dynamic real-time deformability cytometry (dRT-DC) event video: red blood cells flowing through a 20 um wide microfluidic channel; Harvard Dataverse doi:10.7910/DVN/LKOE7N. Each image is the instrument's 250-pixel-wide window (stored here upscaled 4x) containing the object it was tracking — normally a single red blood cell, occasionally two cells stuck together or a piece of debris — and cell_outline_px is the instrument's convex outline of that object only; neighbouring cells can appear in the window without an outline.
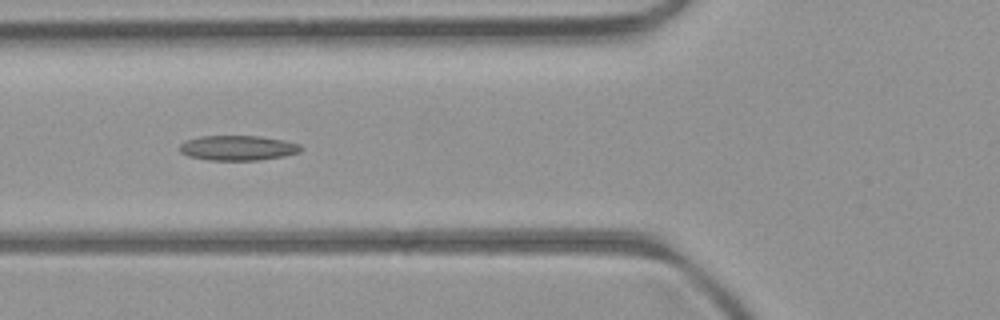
{"species": "common noctule bat (a hibernating species)", "species_latin": "Nyctalus noctula", "temperature_condition": "room temperature", "stored_images_in_passage": 8, "camera_frame_rate_fps": 3000, "um_per_image_px": 0.085, "animal": {"sex": "female", "body_mass_g": 21.9}, "frame": {"image": 1, "passage_image": 5, "time_ms": 4.667, "image_size_px": [1000, 320], "cell_outline_px": [[300, 152], [284, 156], [260, 160], [208, 160], [188, 156], [180, 152], [180, 144], [188, 140], [200, 136], [260, 136], [284, 140], [300, 144]], "centroid_in_image_um": [20.22, 12.57], "position_along_channel_um": 105.6, "area_um2": 17.57}}
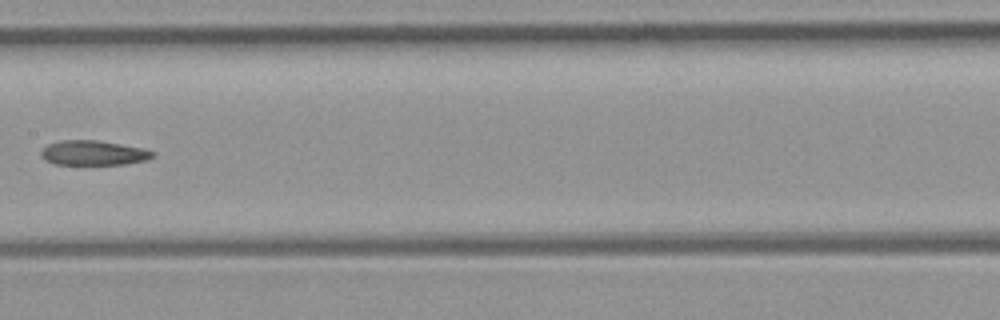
{"frame": {"image": 2, "passage_image": 7, "time_ms": 7.0, "image_size_px": [1000, 320], "cell_outline_px": [[156, 156], [148, 160], [124, 164], [56, 164], [44, 160], [40, 156], [40, 152], [48, 144], [60, 140], [96, 140], [144, 148], [156, 152]], "centroid_in_image_um": [7.97, 12.99], "position_along_channel_um": 199.4, "area_um2": 16.18}}
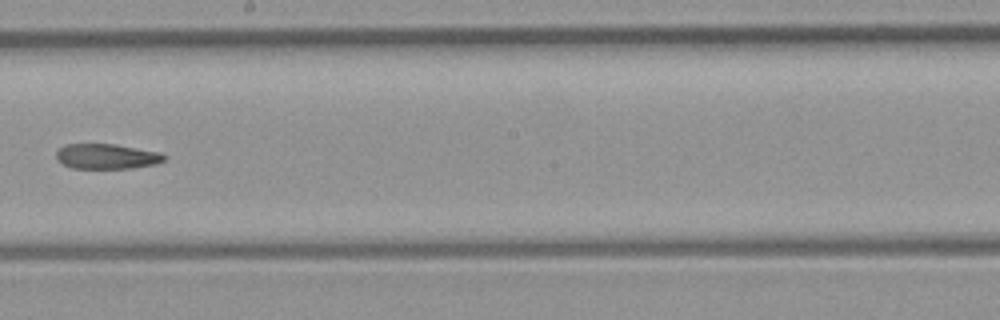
{"frame": {"image": 3, "passage_image": 8, "time_ms": 8.0, "image_size_px": [1000, 320], "cell_outline_px": [[168, 156], [164, 160], [156, 164], [132, 168], [72, 168], [64, 164], [56, 156], [56, 152], [60, 148], [68, 144], [116, 144], [160, 152]], "centroid_in_image_um": [9.13, 13.29], "position_along_channel_um": 239.1, "area_um2": 15.72}}